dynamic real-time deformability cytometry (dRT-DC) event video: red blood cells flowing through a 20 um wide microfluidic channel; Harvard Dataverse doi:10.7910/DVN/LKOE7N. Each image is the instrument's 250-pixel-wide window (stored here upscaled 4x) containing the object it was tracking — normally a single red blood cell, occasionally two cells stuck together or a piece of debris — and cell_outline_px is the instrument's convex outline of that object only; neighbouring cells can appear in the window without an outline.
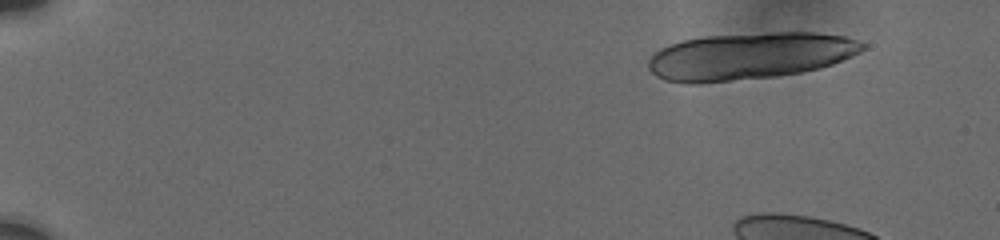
{"species": "human", "species_latin": "Homo sapiens", "temperature_condition": "cold", "stored_images_in_passage": 8, "camera_frame_rate_fps": 3000, "um_per_image_px": 0.085, "donor": {"sex": "male"}, "frame": {"image": 1, "passage_image": 1, "time_ms": 0.0, "image_size_px": [1000, 240], "cell_outline_px": [[864, 48], [860, 52], [852, 56], [832, 64], [820, 68], [780, 76], [696, 84], [684, 84], [664, 80], [656, 76], [648, 68], [648, 60], [660, 48], [680, 40], [704, 36], [776, 32], [816, 32], [844, 36], [856, 40], [864, 44]], "centroid_in_image_um": [63.68, 4.77], "position_along_channel_um": 21.3, "area_um2": 58.96}}